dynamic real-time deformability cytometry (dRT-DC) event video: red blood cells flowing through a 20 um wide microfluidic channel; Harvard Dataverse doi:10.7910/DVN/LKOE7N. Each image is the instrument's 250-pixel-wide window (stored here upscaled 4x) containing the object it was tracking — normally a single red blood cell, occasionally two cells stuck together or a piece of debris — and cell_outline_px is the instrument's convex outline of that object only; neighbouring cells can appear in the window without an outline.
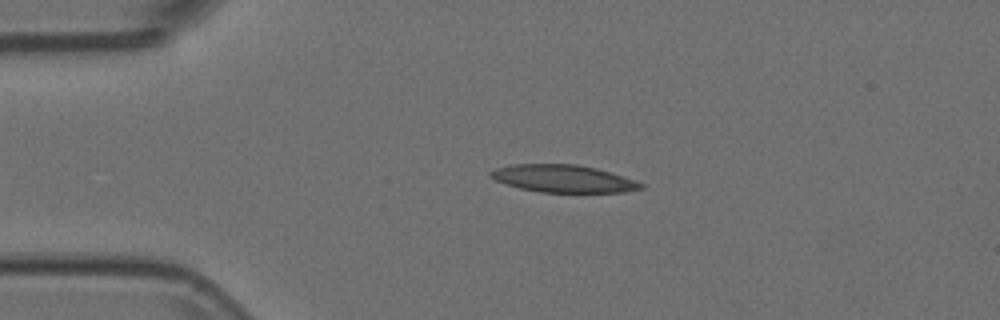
{"species": "Egyptian fruit bat (a non-hibernating species)", "species_latin": "Rousettus aegyptiacus", "temperature_condition": "room temperature", "stored_images_in_passage": 18, "camera_frame_rate_fps": 3000, "um_per_image_px": 0.085, "animal": {"sex": "female"}, "frame": {"image": 1, "passage_image": 1, "time_ms": 0.0, "image_size_px": [1000, 320], "cell_outline_px": [[644, 188], [624, 192], [540, 192], [520, 188], [496, 180], [488, 176], [488, 172], [496, 168], [512, 164], [576, 164], [596, 168], [636, 180], [644, 184]], "centroid_in_image_um": [47.88, 15.18], "position_along_channel_um": 37.1, "area_um2": 23.99}}
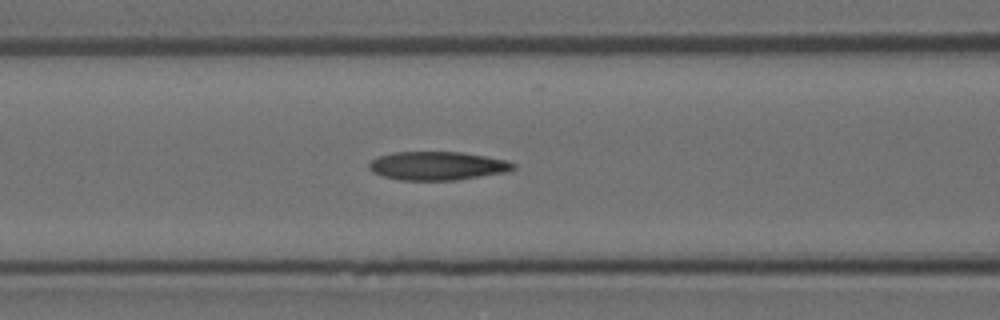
{"frame": {"image": 2, "passage_image": 11, "time_ms": 3.333, "image_size_px": [1000, 320], "cell_outline_px": [[516, 168], [512, 172], [456, 180], [400, 180], [384, 176], [372, 172], [368, 168], [368, 164], [372, 160], [380, 156], [396, 152], [460, 152], [508, 160], [516, 164]], "centroid_in_image_um": [37.25, 14.1], "position_along_channel_um": 129.3, "area_um2": 24.16}}
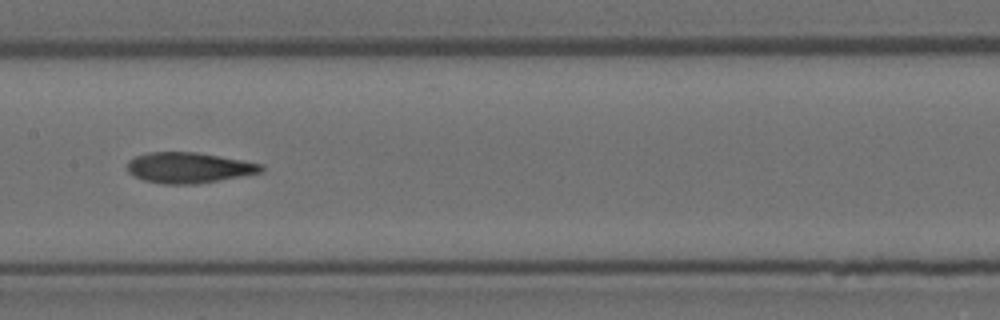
{"frame": {"image": 3, "passage_image": 16, "time_ms": 5.0, "image_size_px": [1000, 320], "cell_outline_px": [[264, 172], [196, 184], [164, 184], [144, 180], [128, 172], [128, 160], [136, 156], [148, 152], [196, 152], [220, 156], [264, 164]], "centroid_in_image_um": [16.08, 14.25], "position_along_channel_um": 191.3, "area_um2": 23.87}}